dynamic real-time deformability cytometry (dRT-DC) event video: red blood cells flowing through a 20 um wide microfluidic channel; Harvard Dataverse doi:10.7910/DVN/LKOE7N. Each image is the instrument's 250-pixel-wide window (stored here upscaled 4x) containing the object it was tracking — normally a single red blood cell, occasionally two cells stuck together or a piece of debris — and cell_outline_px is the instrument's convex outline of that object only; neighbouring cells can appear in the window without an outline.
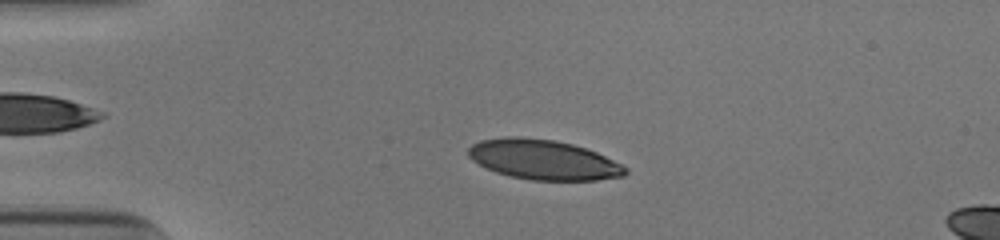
{"species": "human", "species_latin": "Homo sapiens", "temperature_condition": "cold", "stored_images_in_passage": 52, "camera_frame_rate_fps": 3000, "um_per_image_px": 0.085, "donor": {"sex": "male"}, "frame": {"image": 1, "passage_image": 12, "time_ms": 3.667, "image_size_px": [1000, 240], "cell_outline_px": [[628, 172], [624, 176], [596, 180], [532, 180], [508, 176], [496, 172], [472, 160], [468, 156], [468, 148], [472, 144], [480, 140], [508, 136], [520, 136], [556, 140], [572, 144], [596, 152], [628, 168]], "centroid_in_image_um": [46.17, 13.57], "position_along_channel_um": 38.8, "area_um2": 36.47}}
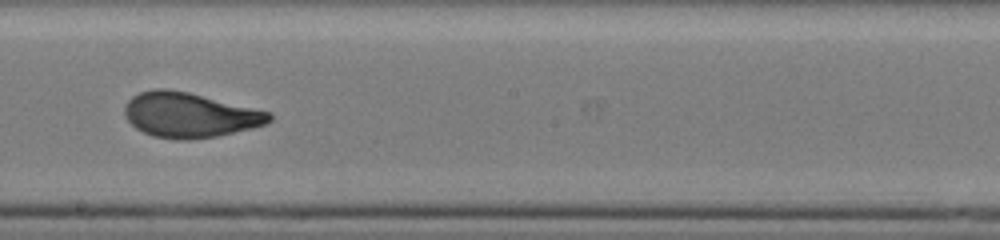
{"frame": {"image": 2, "passage_image": 30, "time_ms": 9.667, "image_size_px": [1000, 240], "cell_outline_px": [[272, 120], [264, 124], [252, 128], [216, 136], [188, 140], [176, 140], [152, 136], [136, 128], [124, 116], [124, 104], [132, 96], [140, 92], [152, 88], [168, 88], [188, 92], [272, 112]], "centroid_in_image_um": [16.09, 9.77], "position_along_channel_um": 232.1, "area_um2": 38.03}}
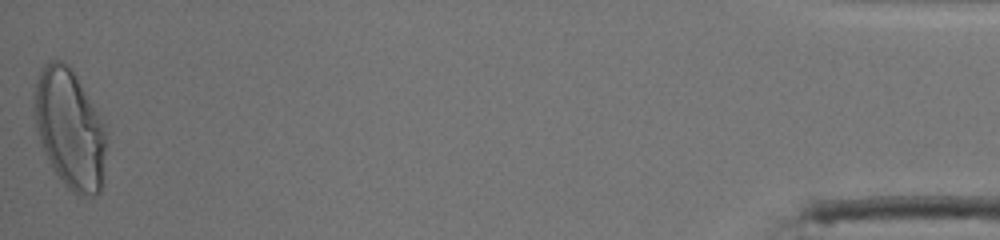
{"frame": {"image": 3, "passage_image": 52, "time_ms": 17.0, "image_size_px": [1000, 240], "cell_outline_px": [[104, 152], [100, 192], [92, 196], [80, 196], [72, 192], [64, 184], [48, 160], [44, 152], [36, 128], [32, 112], [32, 104], [36, 80], [40, 68], [44, 64], [52, 60], [60, 60], [68, 64], [76, 76], [104, 124]], "centroid_in_image_um": [5.86, 10.91], "position_along_channel_um": 429.3, "area_um2": 49.59}, "authors_computed_cell_mechanics": {"area_um2": 37.4833, "velocity_mm_per_s": 3.9046, "shape_relaxation_time_tau1_ms": 4.8552, "shape_relaxation_time_tau2_ms": 0.8651, "deformation_change_tau1": 0.2128, "deformation_change_tau2": 0.0772}}